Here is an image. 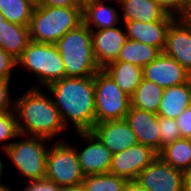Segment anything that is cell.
I'll return each instance as SVG.
<instances>
[{
    "label": "cell",
    "mask_w": 191,
    "mask_h": 191,
    "mask_svg": "<svg viewBox=\"0 0 191 191\" xmlns=\"http://www.w3.org/2000/svg\"><path fill=\"white\" fill-rule=\"evenodd\" d=\"M75 134L82 138V142H86L85 148L81 147V151L80 146L70 141L75 147L84 176L108 173L112 162V152L91 131L75 132Z\"/></svg>",
    "instance_id": "cell-9"
},
{
    "label": "cell",
    "mask_w": 191,
    "mask_h": 191,
    "mask_svg": "<svg viewBox=\"0 0 191 191\" xmlns=\"http://www.w3.org/2000/svg\"><path fill=\"white\" fill-rule=\"evenodd\" d=\"M42 89V87H29L15 98L14 110L17 115L19 133L42 137L53 142L66 140L59 138V135L67 130L52 96L45 94ZM55 137H58V140Z\"/></svg>",
    "instance_id": "cell-2"
},
{
    "label": "cell",
    "mask_w": 191,
    "mask_h": 191,
    "mask_svg": "<svg viewBox=\"0 0 191 191\" xmlns=\"http://www.w3.org/2000/svg\"><path fill=\"white\" fill-rule=\"evenodd\" d=\"M84 0L82 6L83 23L90 30H101L117 26L120 21L121 12L115 6H111L112 2L119 5L118 0ZM111 4V5H110Z\"/></svg>",
    "instance_id": "cell-18"
},
{
    "label": "cell",
    "mask_w": 191,
    "mask_h": 191,
    "mask_svg": "<svg viewBox=\"0 0 191 191\" xmlns=\"http://www.w3.org/2000/svg\"><path fill=\"white\" fill-rule=\"evenodd\" d=\"M177 19L191 22V0H184L182 12Z\"/></svg>",
    "instance_id": "cell-36"
},
{
    "label": "cell",
    "mask_w": 191,
    "mask_h": 191,
    "mask_svg": "<svg viewBox=\"0 0 191 191\" xmlns=\"http://www.w3.org/2000/svg\"><path fill=\"white\" fill-rule=\"evenodd\" d=\"M35 5L30 0H0V12L11 23L29 26Z\"/></svg>",
    "instance_id": "cell-26"
},
{
    "label": "cell",
    "mask_w": 191,
    "mask_h": 191,
    "mask_svg": "<svg viewBox=\"0 0 191 191\" xmlns=\"http://www.w3.org/2000/svg\"><path fill=\"white\" fill-rule=\"evenodd\" d=\"M159 133L161 137V149L167 144L182 138L176 119L158 116Z\"/></svg>",
    "instance_id": "cell-29"
},
{
    "label": "cell",
    "mask_w": 191,
    "mask_h": 191,
    "mask_svg": "<svg viewBox=\"0 0 191 191\" xmlns=\"http://www.w3.org/2000/svg\"><path fill=\"white\" fill-rule=\"evenodd\" d=\"M4 162H3V158L1 159L0 158V187H11L9 184H6V183H3V176L5 175L4 173H5V168L6 167H4Z\"/></svg>",
    "instance_id": "cell-39"
},
{
    "label": "cell",
    "mask_w": 191,
    "mask_h": 191,
    "mask_svg": "<svg viewBox=\"0 0 191 191\" xmlns=\"http://www.w3.org/2000/svg\"><path fill=\"white\" fill-rule=\"evenodd\" d=\"M52 143L42 137L20 134L3 154L28 182L41 180L45 179L47 155Z\"/></svg>",
    "instance_id": "cell-6"
},
{
    "label": "cell",
    "mask_w": 191,
    "mask_h": 191,
    "mask_svg": "<svg viewBox=\"0 0 191 191\" xmlns=\"http://www.w3.org/2000/svg\"><path fill=\"white\" fill-rule=\"evenodd\" d=\"M53 97L66 129L91 131L95 125L94 76L64 77L50 83L46 89Z\"/></svg>",
    "instance_id": "cell-1"
},
{
    "label": "cell",
    "mask_w": 191,
    "mask_h": 191,
    "mask_svg": "<svg viewBox=\"0 0 191 191\" xmlns=\"http://www.w3.org/2000/svg\"><path fill=\"white\" fill-rule=\"evenodd\" d=\"M157 156L174 169L191 173V139L179 138L162 147Z\"/></svg>",
    "instance_id": "cell-23"
},
{
    "label": "cell",
    "mask_w": 191,
    "mask_h": 191,
    "mask_svg": "<svg viewBox=\"0 0 191 191\" xmlns=\"http://www.w3.org/2000/svg\"><path fill=\"white\" fill-rule=\"evenodd\" d=\"M184 175V172L174 169L157 156L136 180L146 191H182Z\"/></svg>",
    "instance_id": "cell-11"
},
{
    "label": "cell",
    "mask_w": 191,
    "mask_h": 191,
    "mask_svg": "<svg viewBox=\"0 0 191 191\" xmlns=\"http://www.w3.org/2000/svg\"><path fill=\"white\" fill-rule=\"evenodd\" d=\"M189 106H191V79L182 85L163 90L157 115L177 119Z\"/></svg>",
    "instance_id": "cell-20"
},
{
    "label": "cell",
    "mask_w": 191,
    "mask_h": 191,
    "mask_svg": "<svg viewBox=\"0 0 191 191\" xmlns=\"http://www.w3.org/2000/svg\"><path fill=\"white\" fill-rule=\"evenodd\" d=\"M93 52L100 69L117 60L120 49L127 41L125 28L118 25L112 28L91 30Z\"/></svg>",
    "instance_id": "cell-14"
},
{
    "label": "cell",
    "mask_w": 191,
    "mask_h": 191,
    "mask_svg": "<svg viewBox=\"0 0 191 191\" xmlns=\"http://www.w3.org/2000/svg\"><path fill=\"white\" fill-rule=\"evenodd\" d=\"M0 191H12V187H0Z\"/></svg>",
    "instance_id": "cell-40"
},
{
    "label": "cell",
    "mask_w": 191,
    "mask_h": 191,
    "mask_svg": "<svg viewBox=\"0 0 191 191\" xmlns=\"http://www.w3.org/2000/svg\"><path fill=\"white\" fill-rule=\"evenodd\" d=\"M81 23L82 7H42L35 5L29 24L30 40L55 44L66 32Z\"/></svg>",
    "instance_id": "cell-4"
},
{
    "label": "cell",
    "mask_w": 191,
    "mask_h": 191,
    "mask_svg": "<svg viewBox=\"0 0 191 191\" xmlns=\"http://www.w3.org/2000/svg\"><path fill=\"white\" fill-rule=\"evenodd\" d=\"M126 183L125 178L108 172L85 176L80 187L83 191H123Z\"/></svg>",
    "instance_id": "cell-27"
},
{
    "label": "cell",
    "mask_w": 191,
    "mask_h": 191,
    "mask_svg": "<svg viewBox=\"0 0 191 191\" xmlns=\"http://www.w3.org/2000/svg\"><path fill=\"white\" fill-rule=\"evenodd\" d=\"M122 21H161L167 13L156 0H118Z\"/></svg>",
    "instance_id": "cell-19"
},
{
    "label": "cell",
    "mask_w": 191,
    "mask_h": 191,
    "mask_svg": "<svg viewBox=\"0 0 191 191\" xmlns=\"http://www.w3.org/2000/svg\"><path fill=\"white\" fill-rule=\"evenodd\" d=\"M11 80H0V114L14 110L15 98H12Z\"/></svg>",
    "instance_id": "cell-30"
},
{
    "label": "cell",
    "mask_w": 191,
    "mask_h": 191,
    "mask_svg": "<svg viewBox=\"0 0 191 191\" xmlns=\"http://www.w3.org/2000/svg\"><path fill=\"white\" fill-rule=\"evenodd\" d=\"M181 137L191 139V106L186 108L176 119Z\"/></svg>",
    "instance_id": "cell-33"
},
{
    "label": "cell",
    "mask_w": 191,
    "mask_h": 191,
    "mask_svg": "<svg viewBox=\"0 0 191 191\" xmlns=\"http://www.w3.org/2000/svg\"><path fill=\"white\" fill-rule=\"evenodd\" d=\"M20 135L15 110L0 114V146L4 152Z\"/></svg>",
    "instance_id": "cell-28"
},
{
    "label": "cell",
    "mask_w": 191,
    "mask_h": 191,
    "mask_svg": "<svg viewBox=\"0 0 191 191\" xmlns=\"http://www.w3.org/2000/svg\"><path fill=\"white\" fill-rule=\"evenodd\" d=\"M34 5H38L40 0H30Z\"/></svg>",
    "instance_id": "cell-43"
},
{
    "label": "cell",
    "mask_w": 191,
    "mask_h": 191,
    "mask_svg": "<svg viewBox=\"0 0 191 191\" xmlns=\"http://www.w3.org/2000/svg\"><path fill=\"white\" fill-rule=\"evenodd\" d=\"M182 191H191V173H185L182 182Z\"/></svg>",
    "instance_id": "cell-38"
},
{
    "label": "cell",
    "mask_w": 191,
    "mask_h": 191,
    "mask_svg": "<svg viewBox=\"0 0 191 191\" xmlns=\"http://www.w3.org/2000/svg\"><path fill=\"white\" fill-rule=\"evenodd\" d=\"M17 60L0 48V80H11Z\"/></svg>",
    "instance_id": "cell-31"
},
{
    "label": "cell",
    "mask_w": 191,
    "mask_h": 191,
    "mask_svg": "<svg viewBox=\"0 0 191 191\" xmlns=\"http://www.w3.org/2000/svg\"><path fill=\"white\" fill-rule=\"evenodd\" d=\"M95 123L121 120L130 109V96L103 69L94 75Z\"/></svg>",
    "instance_id": "cell-8"
},
{
    "label": "cell",
    "mask_w": 191,
    "mask_h": 191,
    "mask_svg": "<svg viewBox=\"0 0 191 191\" xmlns=\"http://www.w3.org/2000/svg\"><path fill=\"white\" fill-rule=\"evenodd\" d=\"M125 120L135 132L139 143L150 147L157 154L161 151L157 114L130 106Z\"/></svg>",
    "instance_id": "cell-16"
},
{
    "label": "cell",
    "mask_w": 191,
    "mask_h": 191,
    "mask_svg": "<svg viewBox=\"0 0 191 191\" xmlns=\"http://www.w3.org/2000/svg\"><path fill=\"white\" fill-rule=\"evenodd\" d=\"M84 0H40L42 7H82Z\"/></svg>",
    "instance_id": "cell-35"
},
{
    "label": "cell",
    "mask_w": 191,
    "mask_h": 191,
    "mask_svg": "<svg viewBox=\"0 0 191 191\" xmlns=\"http://www.w3.org/2000/svg\"><path fill=\"white\" fill-rule=\"evenodd\" d=\"M167 14L178 17L183 9L184 0H156Z\"/></svg>",
    "instance_id": "cell-34"
},
{
    "label": "cell",
    "mask_w": 191,
    "mask_h": 191,
    "mask_svg": "<svg viewBox=\"0 0 191 191\" xmlns=\"http://www.w3.org/2000/svg\"><path fill=\"white\" fill-rule=\"evenodd\" d=\"M163 90L158 84L142 79L140 85L130 96L131 106L157 114Z\"/></svg>",
    "instance_id": "cell-25"
},
{
    "label": "cell",
    "mask_w": 191,
    "mask_h": 191,
    "mask_svg": "<svg viewBox=\"0 0 191 191\" xmlns=\"http://www.w3.org/2000/svg\"><path fill=\"white\" fill-rule=\"evenodd\" d=\"M123 191H146L137 180L127 181L125 184Z\"/></svg>",
    "instance_id": "cell-37"
},
{
    "label": "cell",
    "mask_w": 191,
    "mask_h": 191,
    "mask_svg": "<svg viewBox=\"0 0 191 191\" xmlns=\"http://www.w3.org/2000/svg\"><path fill=\"white\" fill-rule=\"evenodd\" d=\"M30 41L29 26L17 25L8 20L0 25V48L16 60Z\"/></svg>",
    "instance_id": "cell-21"
},
{
    "label": "cell",
    "mask_w": 191,
    "mask_h": 191,
    "mask_svg": "<svg viewBox=\"0 0 191 191\" xmlns=\"http://www.w3.org/2000/svg\"><path fill=\"white\" fill-rule=\"evenodd\" d=\"M12 191H18L12 187ZM21 191H65L64 188L58 186L55 182L47 179L30 181L22 186Z\"/></svg>",
    "instance_id": "cell-32"
},
{
    "label": "cell",
    "mask_w": 191,
    "mask_h": 191,
    "mask_svg": "<svg viewBox=\"0 0 191 191\" xmlns=\"http://www.w3.org/2000/svg\"><path fill=\"white\" fill-rule=\"evenodd\" d=\"M3 14L0 12V25L5 21Z\"/></svg>",
    "instance_id": "cell-42"
},
{
    "label": "cell",
    "mask_w": 191,
    "mask_h": 191,
    "mask_svg": "<svg viewBox=\"0 0 191 191\" xmlns=\"http://www.w3.org/2000/svg\"><path fill=\"white\" fill-rule=\"evenodd\" d=\"M103 70L126 94L131 96L143 79V68L124 61L109 63Z\"/></svg>",
    "instance_id": "cell-22"
},
{
    "label": "cell",
    "mask_w": 191,
    "mask_h": 191,
    "mask_svg": "<svg viewBox=\"0 0 191 191\" xmlns=\"http://www.w3.org/2000/svg\"><path fill=\"white\" fill-rule=\"evenodd\" d=\"M161 53L162 51L155 46L127 39L120 49L116 61L129 62L144 68L151 61L155 60Z\"/></svg>",
    "instance_id": "cell-24"
},
{
    "label": "cell",
    "mask_w": 191,
    "mask_h": 191,
    "mask_svg": "<svg viewBox=\"0 0 191 191\" xmlns=\"http://www.w3.org/2000/svg\"><path fill=\"white\" fill-rule=\"evenodd\" d=\"M175 19L176 17L167 14L161 21H123V26L128 39L155 46L163 52L168 28Z\"/></svg>",
    "instance_id": "cell-17"
},
{
    "label": "cell",
    "mask_w": 191,
    "mask_h": 191,
    "mask_svg": "<svg viewBox=\"0 0 191 191\" xmlns=\"http://www.w3.org/2000/svg\"><path fill=\"white\" fill-rule=\"evenodd\" d=\"M163 52L191 74V22L176 18L171 23Z\"/></svg>",
    "instance_id": "cell-15"
},
{
    "label": "cell",
    "mask_w": 191,
    "mask_h": 191,
    "mask_svg": "<svg viewBox=\"0 0 191 191\" xmlns=\"http://www.w3.org/2000/svg\"><path fill=\"white\" fill-rule=\"evenodd\" d=\"M55 45L64 62L66 77H90L100 70L93 52L91 30L84 23L66 32Z\"/></svg>",
    "instance_id": "cell-3"
},
{
    "label": "cell",
    "mask_w": 191,
    "mask_h": 191,
    "mask_svg": "<svg viewBox=\"0 0 191 191\" xmlns=\"http://www.w3.org/2000/svg\"><path fill=\"white\" fill-rule=\"evenodd\" d=\"M17 66L33 73L35 82L30 85L32 88H46L50 83L65 77L62 57L57 46L51 43L30 41L17 59Z\"/></svg>",
    "instance_id": "cell-5"
},
{
    "label": "cell",
    "mask_w": 191,
    "mask_h": 191,
    "mask_svg": "<svg viewBox=\"0 0 191 191\" xmlns=\"http://www.w3.org/2000/svg\"><path fill=\"white\" fill-rule=\"evenodd\" d=\"M156 157L157 153L154 150L138 143L113 154L109 173L125 178L127 181L136 180L139 173Z\"/></svg>",
    "instance_id": "cell-10"
},
{
    "label": "cell",
    "mask_w": 191,
    "mask_h": 191,
    "mask_svg": "<svg viewBox=\"0 0 191 191\" xmlns=\"http://www.w3.org/2000/svg\"><path fill=\"white\" fill-rule=\"evenodd\" d=\"M91 132L112 154L122 152L139 143L135 132L125 119L95 123Z\"/></svg>",
    "instance_id": "cell-13"
},
{
    "label": "cell",
    "mask_w": 191,
    "mask_h": 191,
    "mask_svg": "<svg viewBox=\"0 0 191 191\" xmlns=\"http://www.w3.org/2000/svg\"><path fill=\"white\" fill-rule=\"evenodd\" d=\"M84 177L75 147L67 140L53 142L48 150L45 179L71 189L80 187Z\"/></svg>",
    "instance_id": "cell-7"
},
{
    "label": "cell",
    "mask_w": 191,
    "mask_h": 191,
    "mask_svg": "<svg viewBox=\"0 0 191 191\" xmlns=\"http://www.w3.org/2000/svg\"><path fill=\"white\" fill-rule=\"evenodd\" d=\"M143 79L167 89L188 82L191 79V74L175 59L162 52L143 68Z\"/></svg>",
    "instance_id": "cell-12"
},
{
    "label": "cell",
    "mask_w": 191,
    "mask_h": 191,
    "mask_svg": "<svg viewBox=\"0 0 191 191\" xmlns=\"http://www.w3.org/2000/svg\"><path fill=\"white\" fill-rule=\"evenodd\" d=\"M65 191H83L81 187L78 188H71V189H65Z\"/></svg>",
    "instance_id": "cell-41"
}]
</instances>
